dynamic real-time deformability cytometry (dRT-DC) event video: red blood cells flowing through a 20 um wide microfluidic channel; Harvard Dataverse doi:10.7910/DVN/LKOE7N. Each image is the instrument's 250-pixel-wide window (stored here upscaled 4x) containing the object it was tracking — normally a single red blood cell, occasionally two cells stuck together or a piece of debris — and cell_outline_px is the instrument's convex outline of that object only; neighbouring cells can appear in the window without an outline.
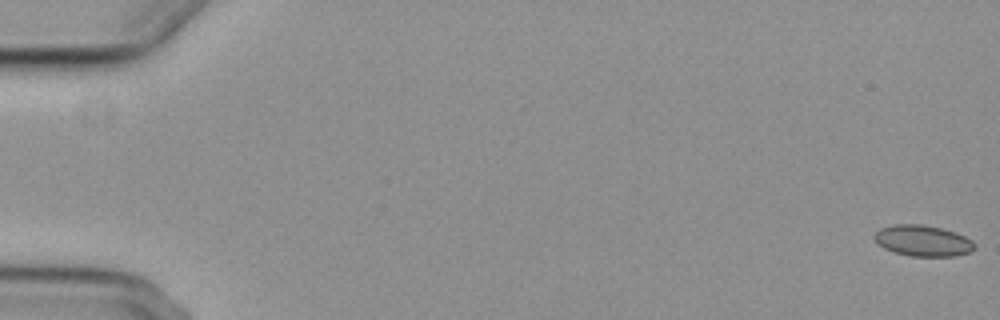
{"species": "common noctule bat (a hibernating species)", "species_latin": "Nyctalus noctula", "temperature_condition": "cold", "stored_images_in_passage": 9, "camera_frame_rate_fps": 3000, "um_per_image_px": 0.085, "animal": {"sex": "female", "body_mass_g": 29.2, "forearm_length_mm": 56.3}, "frame": {"image": 1, "passage_image": 1, "time_ms": 0.0, "image_size_px": [1000, 320], "cell_outline_px": [[976, 248], [972, 252], [956, 256], [908, 256], [884, 248], [876, 244], [872, 236], [880, 228], [892, 224], [920, 224], [940, 228], [956, 232], [972, 240], [976, 244]], "centroid_in_image_um": [78.44, 20.46], "position_along_channel_um": 6.6, "area_um2": 18.38}}
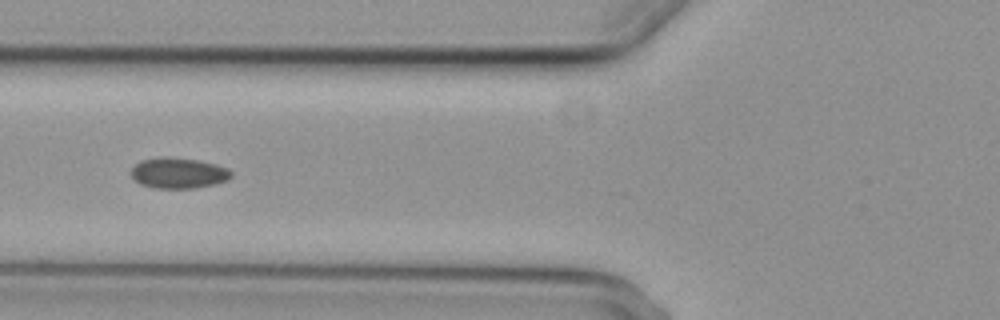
{"frame": {"image": 2, "passage_image": 6, "time_ms": 7.333, "image_size_px": [1000, 320], "cell_outline_px": [[232, 176], [228, 180], [216, 184], [196, 188], [156, 188], [140, 184], [132, 176], [132, 168], [140, 160], [164, 156], [168, 156], [196, 160], [216, 164], [228, 168], [232, 172]], "centroid_in_image_um": [15.2, 14.7], "position_along_channel_um": 110.6, "area_um2": 17.98}}
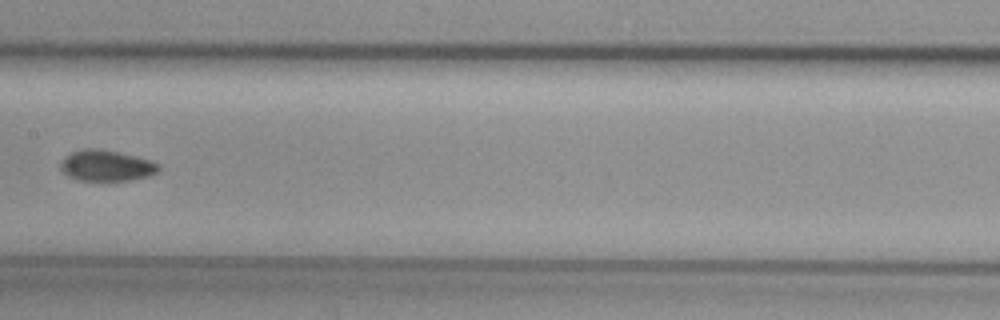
{"frame": {"image": 3, "passage_image": 8, "time_ms": 9.667, "image_size_px": [1000, 320], "cell_outline_px": [[160, 168], [152, 176], [132, 180], [76, 180], [60, 172], [60, 164], [64, 156], [72, 152], [84, 148], [96, 148], [120, 152], [152, 160], [160, 164]], "centroid_in_image_um": [9.04, 14.07], "position_along_channel_um": 198.4, "area_um2": 18.03}}